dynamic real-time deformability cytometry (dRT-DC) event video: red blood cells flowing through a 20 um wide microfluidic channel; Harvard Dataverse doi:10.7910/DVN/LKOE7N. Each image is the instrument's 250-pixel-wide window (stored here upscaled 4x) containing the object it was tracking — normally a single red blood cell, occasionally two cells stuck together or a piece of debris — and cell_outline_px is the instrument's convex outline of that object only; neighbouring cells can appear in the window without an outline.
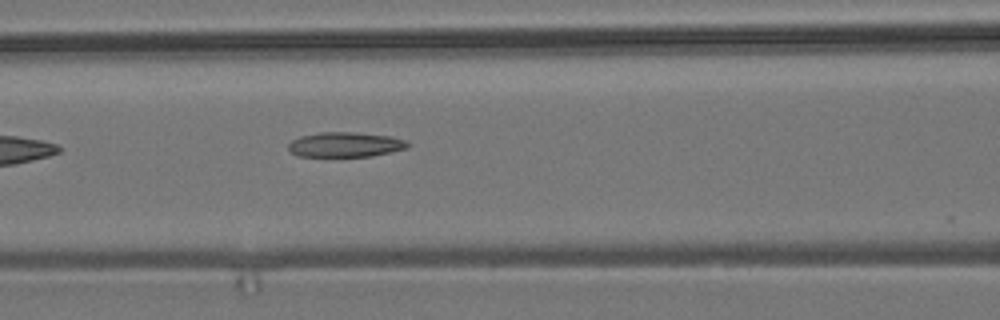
{"species": "common noctule bat (a hibernating species)", "species_latin": "Nyctalus noctula", "temperature_condition": "room temperature", "stored_images_in_passage": 5, "camera_frame_rate_fps": 3000, "um_per_image_px": 0.085, "animal": {"sex": "male", "body_mass_g": 19.2, "forearm_length_mm": 51.8}, "frame": {"image": 1, "passage_image": 5, "time_ms": 1.333, "image_size_px": [1000, 320], "cell_outline_px": [[412, 144], [408, 148], [392, 152], [372, 156], [296, 156], [288, 148], [288, 144], [292, 140], [300, 136], [320, 132], [356, 132], [392, 136], [408, 140]], "centroid_in_image_um": [29.42, 12.28], "position_along_channel_um": 137.2, "area_um2": 17.57}}